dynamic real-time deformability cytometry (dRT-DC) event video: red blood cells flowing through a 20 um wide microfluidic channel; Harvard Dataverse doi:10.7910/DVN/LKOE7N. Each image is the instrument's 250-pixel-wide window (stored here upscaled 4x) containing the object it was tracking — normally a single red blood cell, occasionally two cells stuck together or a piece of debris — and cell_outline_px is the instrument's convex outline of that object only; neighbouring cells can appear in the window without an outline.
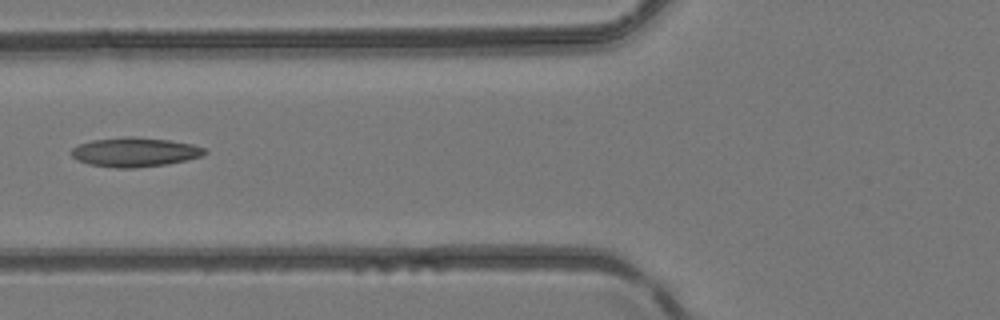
{"species": "common noctule bat (a hibernating species)", "species_latin": "Nyctalus noctula", "temperature_condition": "room temperature", "stored_images_in_passage": 5, "camera_frame_rate_fps": 3000, "um_per_image_px": 0.085, "animal": {"sex": "female", "body_mass_g": 24.6, "forearm_length_mm": 56.2}, "frame": {"image": 1, "passage_image": 5, "time_ms": 1.333, "image_size_px": [1000, 320], "cell_outline_px": [[208, 152], [200, 156], [168, 164], [132, 168], [116, 168], [88, 164], [76, 160], [68, 152], [72, 148], [80, 144], [92, 140], [124, 136], [132, 136], [168, 140], [192, 144], [208, 148]], "centroid_in_image_um": [11.43, 12.92], "position_along_channel_um": 114.4, "area_um2": 22.89}}